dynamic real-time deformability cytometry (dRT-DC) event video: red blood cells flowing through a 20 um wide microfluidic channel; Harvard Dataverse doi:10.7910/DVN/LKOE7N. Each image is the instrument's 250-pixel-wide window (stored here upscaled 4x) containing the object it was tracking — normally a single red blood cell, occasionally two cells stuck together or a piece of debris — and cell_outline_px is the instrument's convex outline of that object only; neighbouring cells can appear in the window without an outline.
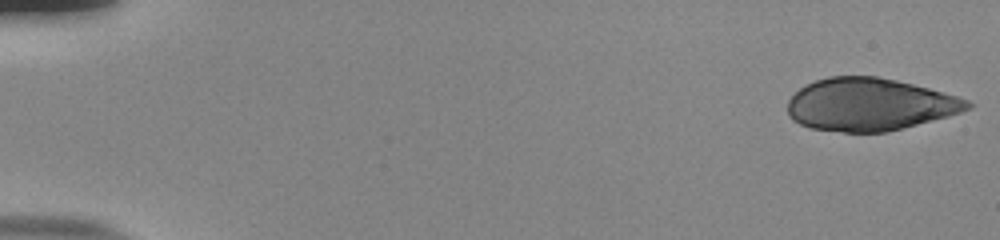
{"species": "human", "species_latin": "Homo sapiens", "temperature_condition": "room temperature", "stored_images_in_passage": 53, "camera_frame_rate_fps": 3000, "um_per_image_px": 0.085, "donor": {"sex": "male"}, "frame": {"image": 1, "passage_image": 1, "time_ms": 0.0, "image_size_px": [1000, 240], "cell_outline_px": [[972, 108], [948, 116], [888, 132], [844, 132], [812, 128], [800, 124], [792, 120], [788, 116], [788, 100], [804, 84], [828, 76], [876, 76], [896, 80], [944, 92], [968, 100], [972, 104]], "centroid_in_image_um": [73.9, 8.88], "position_along_channel_um": 11.1, "area_um2": 55.03}}
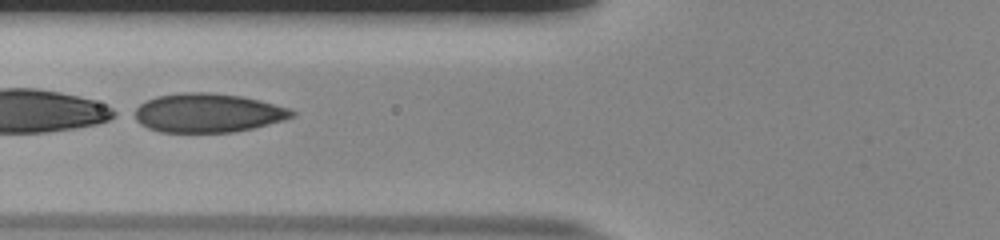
{"frame": {"image": 2, "passage_image": 22, "time_ms": 7.0, "image_size_px": [1000, 240], "cell_outline_px": [[296, 116], [284, 120], [252, 128], [232, 132], [160, 132], [148, 128], [140, 124], [128, 116], [128, 112], [140, 104], [156, 96], [184, 92], [208, 92], [240, 96], [260, 100], [288, 108], [296, 112]], "centroid_in_image_um": [17.58, 9.6], "position_along_channel_um": 108.2, "area_um2": 36.13}}
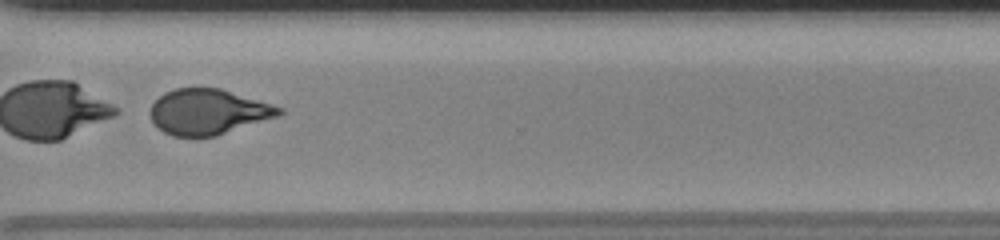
{"frame": {"image": 3, "passage_image": 41, "time_ms": 13.333, "image_size_px": [1000, 240], "cell_outline_px": [[284, 112], [276, 116], [216, 136], [172, 136], [156, 128], [148, 112], [152, 104], [164, 92], [176, 88], [220, 88], [284, 108]], "centroid_in_image_um": [17.64, 9.5], "position_along_channel_um": 353.0, "area_um2": 33.93}}